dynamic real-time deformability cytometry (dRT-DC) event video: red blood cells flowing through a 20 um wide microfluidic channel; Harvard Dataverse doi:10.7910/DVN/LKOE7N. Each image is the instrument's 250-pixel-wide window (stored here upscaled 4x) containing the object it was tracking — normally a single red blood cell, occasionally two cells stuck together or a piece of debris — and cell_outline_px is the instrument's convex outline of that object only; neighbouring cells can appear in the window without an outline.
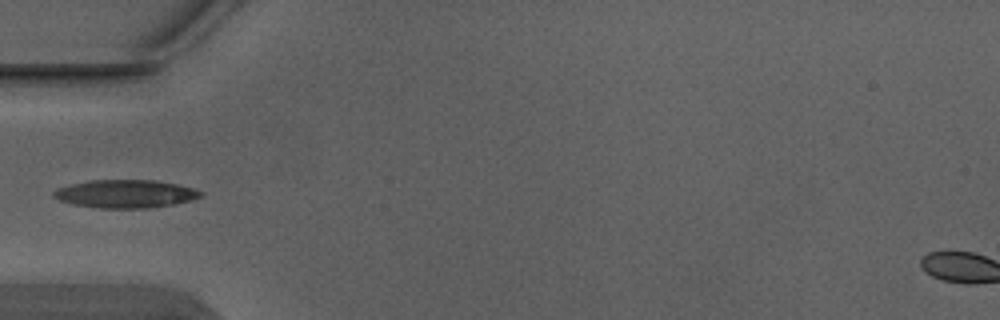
{"species": "Egyptian fruit bat (a non-hibernating species)", "species_latin": "Rousettus aegyptiacus", "temperature_condition": "warm", "stored_images_in_passage": 5, "camera_frame_rate_fps": 3000, "um_per_image_px": 0.085, "animal": {"sex": "male"}, "frame": {"image": 1, "passage_image": 4, "time_ms": 1.0, "image_size_px": [1000, 320], "cell_outline_px": [[204, 196], [192, 200], [176, 204], [148, 208], [96, 208], [72, 204], [60, 200], [52, 196], [52, 192], [56, 188], [72, 184], [92, 180], [156, 180], [176, 184], [192, 188], [204, 192]], "centroid_in_image_um": [10.68, 16.48], "position_along_channel_um": 74.3, "area_um2": 24.22}}
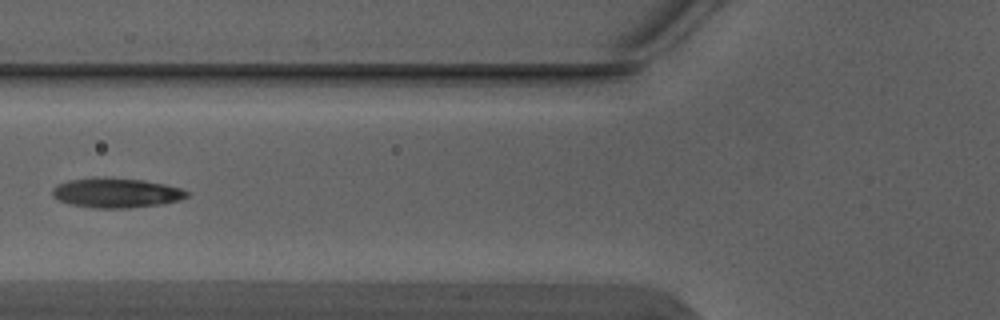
{"frame": {"image": 2, "passage_image": 5, "time_ms": 1.333, "image_size_px": [1000, 320], "cell_outline_px": [[188, 196], [180, 200], [164, 204], [128, 208], [92, 208], [72, 204], [60, 200], [52, 196], [52, 188], [56, 184], [68, 180], [92, 176], [104, 176], [144, 180], [164, 184], [180, 188], [188, 192]], "centroid_in_image_um": [9.85, 16.37], "position_along_channel_um": 115.9, "area_um2": 23.7}}